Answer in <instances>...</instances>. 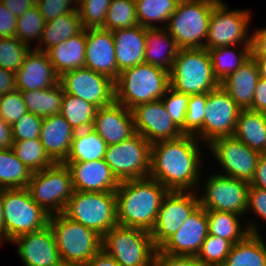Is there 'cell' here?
<instances>
[{
  "mask_svg": "<svg viewBox=\"0 0 266 266\" xmlns=\"http://www.w3.org/2000/svg\"><path fill=\"white\" fill-rule=\"evenodd\" d=\"M199 144L195 136L185 134L153 143L148 177L157 180L168 191H199L203 171V151Z\"/></svg>",
  "mask_w": 266,
  "mask_h": 266,
  "instance_id": "obj_1",
  "label": "cell"
},
{
  "mask_svg": "<svg viewBox=\"0 0 266 266\" xmlns=\"http://www.w3.org/2000/svg\"><path fill=\"white\" fill-rule=\"evenodd\" d=\"M168 192L150 177L121 181L115 191L117 224L151 232Z\"/></svg>",
  "mask_w": 266,
  "mask_h": 266,
  "instance_id": "obj_2",
  "label": "cell"
},
{
  "mask_svg": "<svg viewBox=\"0 0 266 266\" xmlns=\"http://www.w3.org/2000/svg\"><path fill=\"white\" fill-rule=\"evenodd\" d=\"M169 86L168 71L142 63L118 75L114 81L115 101L131 110L139 104L160 100Z\"/></svg>",
  "mask_w": 266,
  "mask_h": 266,
  "instance_id": "obj_3",
  "label": "cell"
},
{
  "mask_svg": "<svg viewBox=\"0 0 266 266\" xmlns=\"http://www.w3.org/2000/svg\"><path fill=\"white\" fill-rule=\"evenodd\" d=\"M49 226L63 265L84 266L102 248L99 234L63 213L50 215Z\"/></svg>",
  "mask_w": 266,
  "mask_h": 266,
  "instance_id": "obj_4",
  "label": "cell"
},
{
  "mask_svg": "<svg viewBox=\"0 0 266 266\" xmlns=\"http://www.w3.org/2000/svg\"><path fill=\"white\" fill-rule=\"evenodd\" d=\"M169 78L171 88L188 95L208 93L220 85L205 48L179 49Z\"/></svg>",
  "mask_w": 266,
  "mask_h": 266,
  "instance_id": "obj_5",
  "label": "cell"
},
{
  "mask_svg": "<svg viewBox=\"0 0 266 266\" xmlns=\"http://www.w3.org/2000/svg\"><path fill=\"white\" fill-rule=\"evenodd\" d=\"M220 0H192L177 5L165 29L179 49L204 48L213 7Z\"/></svg>",
  "mask_w": 266,
  "mask_h": 266,
  "instance_id": "obj_6",
  "label": "cell"
},
{
  "mask_svg": "<svg viewBox=\"0 0 266 266\" xmlns=\"http://www.w3.org/2000/svg\"><path fill=\"white\" fill-rule=\"evenodd\" d=\"M63 214L70 220L94 230L103 237L117 226L115 192L74 190Z\"/></svg>",
  "mask_w": 266,
  "mask_h": 266,
  "instance_id": "obj_7",
  "label": "cell"
},
{
  "mask_svg": "<svg viewBox=\"0 0 266 266\" xmlns=\"http://www.w3.org/2000/svg\"><path fill=\"white\" fill-rule=\"evenodd\" d=\"M5 243L49 225L50 214L31 197L27 188L1 189Z\"/></svg>",
  "mask_w": 266,
  "mask_h": 266,
  "instance_id": "obj_8",
  "label": "cell"
},
{
  "mask_svg": "<svg viewBox=\"0 0 266 266\" xmlns=\"http://www.w3.org/2000/svg\"><path fill=\"white\" fill-rule=\"evenodd\" d=\"M27 189L32 199L48 214L63 213L74 191L70 169L64 163H54L34 172Z\"/></svg>",
  "mask_w": 266,
  "mask_h": 266,
  "instance_id": "obj_9",
  "label": "cell"
},
{
  "mask_svg": "<svg viewBox=\"0 0 266 266\" xmlns=\"http://www.w3.org/2000/svg\"><path fill=\"white\" fill-rule=\"evenodd\" d=\"M102 249L111 255L119 266H151L157 250L150 232L119 225L102 237Z\"/></svg>",
  "mask_w": 266,
  "mask_h": 266,
  "instance_id": "obj_10",
  "label": "cell"
},
{
  "mask_svg": "<svg viewBox=\"0 0 266 266\" xmlns=\"http://www.w3.org/2000/svg\"><path fill=\"white\" fill-rule=\"evenodd\" d=\"M151 145L141 134L136 133L127 140L108 145L104 160L119 182L147 178Z\"/></svg>",
  "mask_w": 266,
  "mask_h": 266,
  "instance_id": "obj_11",
  "label": "cell"
},
{
  "mask_svg": "<svg viewBox=\"0 0 266 266\" xmlns=\"http://www.w3.org/2000/svg\"><path fill=\"white\" fill-rule=\"evenodd\" d=\"M221 0L213 7L205 49L224 46L251 45L249 34L252 13L248 10H228Z\"/></svg>",
  "mask_w": 266,
  "mask_h": 266,
  "instance_id": "obj_12",
  "label": "cell"
},
{
  "mask_svg": "<svg viewBox=\"0 0 266 266\" xmlns=\"http://www.w3.org/2000/svg\"><path fill=\"white\" fill-rule=\"evenodd\" d=\"M204 182L198 198L200 206L206 211H224L242 216L249 212L247 181L214 173L206 177Z\"/></svg>",
  "mask_w": 266,
  "mask_h": 266,
  "instance_id": "obj_13",
  "label": "cell"
},
{
  "mask_svg": "<svg viewBox=\"0 0 266 266\" xmlns=\"http://www.w3.org/2000/svg\"><path fill=\"white\" fill-rule=\"evenodd\" d=\"M240 110L219 85L207 93L203 128L195 137L208 145L217 138L233 136Z\"/></svg>",
  "mask_w": 266,
  "mask_h": 266,
  "instance_id": "obj_14",
  "label": "cell"
},
{
  "mask_svg": "<svg viewBox=\"0 0 266 266\" xmlns=\"http://www.w3.org/2000/svg\"><path fill=\"white\" fill-rule=\"evenodd\" d=\"M207 148L223 169L224 174L217 172L218 174L251 182L261 155L259 152L251 150L234 136L217 138Z\"/></svg>",
  "mask_w": 266,
  "mask_h": 266,
  "instance_id": "obj_15",
  "label": "cell"
},
{
  "mask_svg": "<svg viewBox=\"0 0 266 266\" xmlns=\"http://www.w3.org/2000/svg\"><path fill=\"white\" fill-rule=\"evenodd\" d=\"M199 193L169 191L166 194L150 232L157 249L182 227L191 213L200 205Z\"/></svg>",
  "mask_w": 266,
  "mask_h": 266,
  "instance_id": "obj_16",
  "label": "cell"
},
{
  "mask_svg": "<svg viewBox=\"0 0 266 266\" xmlns=\"http://www.w3.org/2000/svg\"><path fill=\"white\" fill-rule=\"evenodd\" d=\"M59 82L64 93L71 94L98 108L115 101L114 81L108 76L83 67L63 73Z\"/></svg>",
  "mask_w": 266,
  "mask_h": 266,
  "instance_id": "obj_17",
  "label": "cell"
},
{
  "mask_svg": "<svg viewBox=\"0 0 266 266\" xmlns=\"http://www.w3.org/2000/svg\"><path fill=\"white\" fill-rule=\"evenodd\" d=\"M136 133L151 144L183 135L168 114L162 100L139 104L131 109Z\"/></svg>",
  "mask_w": 266,
  "mask_h": 266,
  "instance_id": "obj_18",
  "label": "cell"
},
{
  "mask_svg": "<svg viewBox=\"0 0 266 266\" xmlns=\"http://www.w3.org/2000/svg\"><path fill=\"white\" fill-rule=\"evenodd\" d=\"M209 234L206 210L200 205L158 249L173 256H196Z\"/></svg>",
  "mask_w": 266,
  "mask_h": 266,
  "instance_id": "obj_19",
  "label": "cell"
},
{
  "mask_svg": "<svg viewBox=\"0 0 266 266\" xmlns=\"http://www.w3.org/2000/svg\"><path fill=\"white\" fill-rule=\"evenodd\" d=\"M10 243L17 246V254L25 266H61L55 236L49 225L20 235Z\"/></svg>",
  "mask_w": 266,
  "mask_h": 266,
  "instance_id": "obj_20",
  "label": "cell"
},
{
  "mask_svg": "<svg viewBox=\"0 0 266 266\" xmlns=\"http://www.w3.org/2000/svg\"><path fill=\"white\" fill-rule=\"evenodd\" d=\"M85 67L115 81L120 74L116 61L112 31L103 28L86 29Z\"/></svg>",
  "mask_w": 266,
  "mask_h": 266,
  "instance_id": "obj_21",
  "label": "cell"
},
{
  "mask_svg": "<svg viewBox=\"0 0 266 266\" xmlns=\"http://www.w3.org/2000/svg\"><path fill=\"white\" fill-rule=\"evenodd\" d=\"M107 145H114L136 134L131 110L114 101L97 109L92 127Z\"/></svg>",
  "mask_w": 266,
  "mask_h": 266,
  "instance_id": "obj_22",
  "label": "cell"
},
{
  "mask_svg": "<svg viewBox=\"0 0 266 266\" xmlns=\"http://www.w3.org/2000/svg\"><path fill=\"white\" fill-rule=\"evenodd\" d=\"M72 175L74 190L84 192H115L119 181L104 159L95 161L62 162Z\"/></svg>",
  "mask_w": 266,
  "mask_h": 266,
  "instance_id": "obj_23",
  "label": "cell"
},
{
  "mask_svg": "<svg viewBox=\"0 0 266 266\" xmlns=\"http://www.w3.org/2000/svg\"><path fill=\"white\" fill-rule=\"evenodd\" d=\"M60 76L46 52L31 48L23 64L15 72L16 89L19 91L40 90L59 83Z\"/></svg>",
  "mask_w": 266,
  "mask_h": 266,
  "instance_id": "obj_24",
  "label": "cell"
},
{
  "mask_svg": "<svg viewBox=\"0 0 266 266\" xmlns=\"http://www.w3.org/2000/svg\"><path fill=\"white\" fill-rule=\"evenodd\" d=\"M74 135V129L61 114L43 118L39 139L55 163H62L67 158Z\"/></svg>",
  "mask_w": 266,
  "mask_h": 266,
  "instance_id": "obj_25",
  "label": "cell"
},
{
  "mask_svg": "<svg viewBox=\"0 0 266 266\" xmlns=\"http://www.w3.org/2000/svg\"><path fill=\"white\" fill-rule=\"evenodd\" d=\"M146 29L141 25L112 31L118 70L144 63Z\"/></svg>",
  "mask_w": 266,
  "mask_h": 266,
  "instance_id": "obj_26",
  "label": "cell"
},
{
  "mask_svg": "<svg viewBox=\"0 0 266 266\" xmlns=\"http://www.w3.org/2000/svg\"><path fill=\"white\" fill-rule=\"evenodd\" d=\"M259 69L255 59L251 56L247 62L240 66L234 73L229 74L220 86L230 95L241 109L252 106L258 79Z\"/></svg>",
  "mask_w": 266,
  "mask_h": 266,
  "instance_id": "obj_27",
  "label": "cell"
},
{
  "mask_svg": "<svg viewBox=\"0 0 266 266\" xmlns=\"http://www.w3.org/2000/svg\"><path fill=\"white\" fill-rule=\"evenodd\" d=\"M86 29L51 48L46 53L56 73L85 67Z\"/></svg>",
  "mask_w": 266,
  "mask_h": 266,
  "instance_id": "obj_28",
  "label": "cell"
},
{
  "mask_svg": "<svg viewBox=\"0 0 266 266\" xmlns=\"http://www.w3.org/2000/svg\"><path fill=\"white\" fill-rule=\"evenodd\" d=\"M206 214L209 234L226 239L232 245L244 240L249 234L260 235L256 220L242 226L239 219L244 217L242 215L224 211H206Z\"/></svg>",
  "mask_w": 266,
  "mask_h": 266,
  "instance_id": "obj_29",
  "label": "cell"
},
{
  "mask_svg": "<svg viewBox=\"0 0 266 266\" xmlns=\"http://www.w3.org/2000/svg\"><path fill=\"white\" fill-rule=\"evenodd\" d=\"M144 63L170 73L179 47L165 28L146 29Z\"/></svg>",
  "mask_w": 266,
  "mask_h": 266,
  "instance_id": "obj_30",
  "label": "cell"
},
{
  "mask_svg": "<svg viewBox=\"0 0 266 266\" xmlns=\"http://www.w3.org/2000/svg\"><path fill=\"white\" fill-rule=\"evenodd\" d=\"M233 136L251 150L266 154V113L241 109Z\"/></svg>",
  "mask_w": 266,
  "mask_h": 266,
  "instance_id": "obj_31",
  "label": "cell"
},
{
  "mask_svg": "<svg viewBox=\"0 0 266 266\" xmlns=\"http://www.w3.org/2000/svg\"><path fill=\"white\" fill-rule=\"evenodd\" d=\"M83 29L79 12H68L45 22L40 42L34 48L46 52L49 48L77 35Z\"/></svg>",
  "mask_w": 266,
  "mask_h": 266,
  "instance_id": "obj_32",
  "label": "cell"
},
{
  "mask_svg": "<svg viewBox=\"0 0 266 266\" xmlns=\"http://www.w3.org/2000/svg\"><path fill=\"white\" fill-rule=\"evenodd\" d=\"M107 147L106 142L93 128L76 131L67 158L63 162L104 159Z\"/></svg>",
  "mask_w": 266,
  "mask_h": 266,
  "instance_id": "obj_33",
  "label": "cell"
},
{
  "mask_svg": "<svg viewBox=\"0 0 266 266\" xmlns=\"http://www.w3.org/2000/svg\"><path fill=\"white\" fill-rule=\"evenodd\" d=\"M223 266H266V243L261 235L249 234L233 244Z\"/></svg>",
  "mask_w": 266,
  "mask_h": 266,
  "instance_id": "obj_34",
  "label": "cell"
},
{
  "mask_svg": "<svg viewBox=\"0 0 266 266\" xmlns=\"http://www.w3.org/2000/svg\"><path fill=\"white\" fill-rule=\"evenodd\" d=\"M241 48L237 52V48ZM213 66L214 77L219 81H223L229 74L234 73L252 56L251 45L241 46H224L218 48L207 49Z\"/></svg>",
  "mask_w": 266,
  "mask_h": 266,
  "instance_id": "obj_35",
  "label": "cell"
},
{
  "mask_svg": "<svg viewBox=\"0 0 266 266\" xmlns=\"http://www.w3.org/2000/svg\"><path fill=\"white\" fill-rule=\"evenodd\" d=\"M29 113L42 118L60 114L63 99V88L60 82L49 88L20 91Z\"/></svg>",
  "mask_w": 266,
  "mask_h": 266,
  "instance_id": "obj_36",
  "label": "cell"
},
{
  "mask_svg": "<svg viewBox=\"0 0 266 266\" xmlns=\"http://www.w3.org/2000/svg\"><path fill=\"white\" fill-rule=\"evenodd\" d=\"M32 174L11 148L0 149V189L27 188Z\"/></svg>",
  "mask_w": 266,
  "mask_h": 266,
  "instance_id": "obj_37",
  "label": "cell"
},
{
  "mask_svg": "<svg viewBox=\"0 0 266 266\" xmlns=\"http://www.w3.org/2000/svg\"><path fill=\"white\" fill-rule=\"evenodd\" d=\"M97 109L94 104L64 93L60 114L76 132L93 127Z\"/></svg>",
  "mask_w": 266,
  "mask_h": 266,
  "instance_id": "obj_38",
  "label": "cell"
},
{
  "mask_svg": "<svg viewBox=\"0 0 266 266\" xmlns=\"http://www.w3.org/2000/svg\"><path fill=\"white\" fill-rule=\"evenodd\" d=\"M135 5L138 24L144 28L153 29L166 27L178 3L174 0H135ZM160 22L166 24L158 25Z\"/></svg>",
  "mask_w": 266,
  "mask_h": 266,
  "instance_id": "obj_39",
  "label": "cell"
},
{
  "mask_svg": "<svg viewBox=\"0 0 266 266\" xmlns=\"http://www.w3.org/2000/svg\"><path fill=\"white\" fill-rule=\"evenodd\" d=\"M11 149L32 173L39 172L55 163L45 152L39 138L13 141Z\"/></svg>",
  "mask_w": 266,
  "mask_h": 266,
  "instance_id": "obj_40",
  "label": "cell"
},
{
  "mask_svg": "<svg viewBox=\"0 0 266 266\" xmlns=\"http://www.w3.org/2000/svg\"><path fill=\"white\" fill-rule=\"evenodd\" d=\"M137 25L135 0H111L103 29L115 31Z\"/></svg>",
  "mask_w": 266,
  "mask_h": 266,
  "instance_id": "obj_41",
  "label": "cell"
},
{
  "mask_svg": "<svg viewBox=\"0 0 266 266\" xmlns=\"http://www.w3.org/2000/svg\"><path fill=\"white\" fill-rule=\"evenodd\" d=\"M45 22L38 7L34 5L22 16L18 17L15 37L28 46H31L29 43L35 40L38 42L37 44H39Z\"/></svg>",
  "mask_w": 266,
  "mask_h": 266,
  "instance_id": "obj_42",
  "label": "cell"
},
{
  "mask_svg": "<svg viewBox=\"0 0 266 266\" xmlns=\"http://www.w3.org/2000/svg\"><path fill=\"white\" fill-rule=\"evenodd\" d=\"M31 48L16 37L0 38V68L15 73Z\"/></svg>",
  "mask_w": 266,
  "mask_h": 266,
  "instance_id": "obj_43",
  "label": "cell"
},
{
  "mask_svg": "<svg viewBox=\"0 0 266 266\" xmlns=\"http://www.w3.org/2000/svg\"><path fill=\"white\" fill-rule=\"evenodd\" d=\"M231 247L228 240L208 234L196 257L204 266H223Z\"/></svg>",
  "mask_w": 266,
  "mask_h": 266,
  "instance_id": "obj_44",
  "label": "cell"
},
{
  "mask_svg": "<svg viewBox=\"0 0 266 266\" xmlns=\"http://www.w3.org/2000/svg\"><path fill=\"white\" fill-rule=\"evenodd\" d=\"M111 0H78V12L83 28H103Z\"/></svg>",
  "mask_w": 266,
  "mask_h": 266,
  "instance_id": "obj_45",
  "label": "cell"
},
{
  "mask_svg": "<svg viewBox=\"0 0 266 266\" xmlns=\"http://www.w3.org/2000/svg\"><path fill=\"white\" fill-rule=\"evenodd\" d=\"M207 93L190 95L184 119V134L196 136L203 128Z\"/></svg>",
  "mask_w": 266,
  "mask_h": 266,
  "instance_id": "obj_46",
  "label": "cell"
},
{
  "mask_svg": "<svg viewBox=\"0 0 266 266\" xmlns=\"http://www.w3.org/2000/svg\"><path fill=\"white\" fill-rule=\"evenodd\" d=\"M190 95L178 92L170 86L161 98L168 114L172 118L175 125L184 134V119L187 113V106Z\"/></svg>",
  "mask_w": 266,
  "mask_h": 266,
  "instance_id": "obj_47",
  "label": "cell"
},
{
  "mask_svg": "<svg viewBox=\"0 0 266 266\" xmlns=\"http://www.w3.org/2000/svg\"><path fill=\"white\" fill-rule=\"evenodd\" d=\"M28 113L19 90L0 95V117L9 125H13Z\"/></svg>",
  "mask_w": 266,
  "mask_h": 266,
  "instance_id": "obj_48",
  "label": "cell"
},
{
  "mask_svg": "<svg viewBox=\"0 0 266 266\" xmlns=\"http://www.w3.org/2000/svg\"><path fill=\"white\" fill-rule=\"evenodd\" d=\"M43 118L33 113H26L12 125L13 141L39 138Z\"/></svg>",
  "mask_w": 266,
  "mask_h": 266,
  "instance_id": "obj_49",
  "label": "cell"
},
{
  "mask_svg": "<svg viewBox=\"0 0 266 266\" xmlns=\"http://www.w3.org/2000/svg\"><path fill=\"white\" fill-rule=\"evenodd\" d=\"M36 6L47 22L68 12L78 11V0H36Z\"/></svg>",
  "mask_w": 266,
  "mask_h": 266,
  "instance_id": "obj_50",
  "label": "cell"
},
{
  "mask_svg": "<svg viewBox=\"0 0 266 266\" xmlns=\"http://www.w3.org/2000/svg\"><path fill=\"white\" fill-rule=\"evenodd\" d=\"M151 266H204L196 256H173L161 252L154 253Z\"/></svg>",
  "mask_w": 266,
  "mask_h": 266,
  "instance_id": "obj_51",
  "label": "cell"
},
{
  "mask_svg": "<svg viewBox=\"0 0 266 266\" xmlns=\"http://www.w3.org/2000/svg\"><path fill=\"white\" fill-rule=\"evenodd\" d=\"M247 210H252L266 223V190L249 186Z\"/></svg>",
  "mask_w": 266,
  "mask_h": 266,
  "instance_id": "obj_52",
  "label": "cell"
},
{
  "mask_svg": "<svg viewBox=\"0 0 266 266\" xmlns=\"http://www.w3.org/2000/svg\"><path fill=\"white\" fill-rule=\"evenodd\" d=\"M17 19L0 1V38L15 37Z\"/></svg>",
  "mask_w": 266,
  "mask_h": 266,
  "instance_id": "obj_53",
  "label": "cell"
},
{
  "mask_svg": "<svg viewBox=\"0 0 266 266\" xmlns=\"http://www.w3.org/2000/svg\"><path fill=\"white\" fill-rule=\"evenodd\" d=\"M252 57H266V27L251 33Z\"/></svg>",
  "mask_w": 266,
  "mask_h": 266,
  "instance_id": "obj_54",
  "label": "cell"
},
{
  "mask_svg": "<svg viewBox=\"0 0 266 266\" xmlns=\"http://www.w3.org/2000/svg\"><path fill=\"white\" fill-rule=\"evenodd\" d=\"M253 111L266 113V79L260 77L258 79L252 106L249 108Z\"/></svg>",
  "mask_w": 266,
  "mask_h": 266,
  "instance_id": "obj_55",
  "label": "cell"
},
{
  "mask_svg": "<svg viewBox=\"0 0 266 266\" xmlns=\"http://www.w3.org/2000/svg\"><path fill=\"white\" fill-rule=\"evenodd\" d=\"M17 18L36 5V0H0Z\"/></svg>",
  "mask_w": 266,
  "mask_h": 266,
  "instance_id": "obj_56",
  "label": "cell"
},
{
  "mask_svg": "<svg viewBox=\"0 0 266 266\" xmlns=\"http://www.w3.org/2000/svg\"><path fill=\"white\" fill-rule=\"evenodd\" d=\"M249 186L266 190V154L260 155L256 165L255 175L249 183Z\"/></svg>",
  "mask_w": 266,
  "mask_h": 266,
  "instance_id": "obj_57",
  "label": "cell"
},
{
  "mask_svg": "<svg viewBox=\"0 0 266 266\" xmlns=\"http://www.w3.org/2000/svg\"><path fill=\"white\" fill-rule=\"evenodd\" d=\"M16 90L15 73L0 68V95Z\"/></svg>",
  "mask_w": 266,
  "mask_h": 266,
  "instance_id": "obj_58",
  "label": "cell"
},
{
  "mask_svg": "<svg viewBox=\"0 0 266 266\" xmlns=\"http://www.w3.org/2000/svg\"><path fill=\"white\" fill-rule=\"evenodd\" d=\"M84 266H119V264L101 248Z\"/></svg>",
  "mask_w": 266,
  "mask_h": 266,
  "instance_id": "obj_59",
  "label": "cell"
},
{
  "mask_svg": "<svg viewBox=\"0 0 266 266\" xmlns=\"http://www.w3.org/2000/svg\"><path fill=\"white\" fill-rule=\"evenodd\" d=\"M12 143V126L0 117V149L11 148Z\"/></svg>",
  "mask_w": 266,
  "mask_h": 266,
  "instance_id": "obj_60",
  "label": "cell"
},
{
  "mask_svg": "<svg viewBox=\"0 0 266 266\" xmlns=\"http://www.w3.org/2000/svg\"><path fill=\"white\" fill-rule=\"evenodd\" d=\"M259 69V75L266 79V57H253Z\"/></svg>",
  "mask_w": 266,
  "mask_h": 266,
  "instance_id": "obj_61",
  "label": "cell"
},
{
  "mask_svg": "<svg viewBox=\"0 0 266 266\" xmlns=\"http://www.w3.org/2000/svg\"><path fill=\"white\" fill-rule=\"evenodd\" d=\"M0 239L4 243L5 241V222H4V211L1 200V189H0Z\"/></svg>",
  "mask_w": 266,
  "mask_h": 266,
  "instance_id": "obj_62",
  "label": "cell"
},
{
  "mask_svg": "<svg viewBox=\"0 0 266 266\" xmlns=\"http://www.w3.org/2000/svg\"><path fill=\"white\" fill-rule=\"evenodd\" d=\"M176 3L180 4V3H184V2H190L192 0H174Z\"/></svg>",
  "mask_w": 266,
  "mask_h": 266,
  "instance_id": "obj_63",
  "label": "cell"
},
{
  "mask_svg": "<svg viewBox=\"0 0 266 266\" xmlns=\"http://www.w3.org/2000/svg\"><path fill=\"white\" fill-rule=\"evenodd\" d=\"M61 266H80V265H61Z\"/></svg>",
  "mask_w": 266,
  "mask_h": 266,
  "instance_id": "obj_64",
  "label": "cell"
},
{
  "mask_svg": "<svg viewBox=\"0 0 266 266\" xmlns=\"http://www.w3.org/2000/svg\"><path fill=\"white\" fill-rule=\"evenodd\" d=\"M3 244L2 240L0 239V248H1V245Z\"/></svg>",
  "mask_w": 266,
  "mask_h": 266,
  "instance_id": "obj_65",
  "label": "cell"
}]
</instances>
